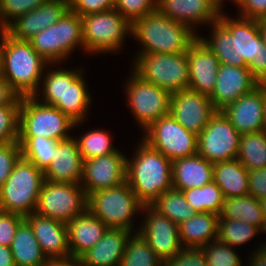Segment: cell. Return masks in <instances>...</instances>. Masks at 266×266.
<instances>
[{
  "mask_svg": "<svg viewBox=\"0 0 266 266\" xmlns=\"http://www.w3.org/2000/svg\"><path fill=\"white\" fill-rule=\"evenodd\" d=\"M137 149L127 159L126 181L143 205H151L172 188V161L143 140Z\"/></svg>",
  "mask_w": 266,
  "mask_h": 266,
  "instance_id": "obj_2",
  "label": "cell"
},
{
  "mask_svg": "<svg viewBox=\"0 0 266 266\" xmlns=\"http://www.w3.org/2000/svg\"><path fill=\"white\" fill-rule=\"evenodd\" d=\"M240 135L218 110L198 135L197 154L212 163L236 159Z\"/></svg>",
  "mask_w": 266,
  "mask_h": 266,
  "instance_id": "obj_14",
  "label": "cell"
},
{
  "mask_svg": "<svg viewBox=\"0 0 266 266\" xmlns=\"http://www.w3.org/2000/svg\"><path fill=\"white\" fill-rule=\"evenodd\" d=\"M0 74L20 97H38L43 70L49 63L32 47L0 30Z\"/></svg>",
  "mask_w": 266,
  "mask_h": 266,
  "instance_id": "obj_1",
  "label": "cell"
},
{
  "mask_svg": "<svg viewBox=\"0 0 266 266\" xmlns=\"http://www.w3.org/2000/svg\"><path fill=\"white\" fill-rule=\"evenodd\" d=\"M125 94L135 119L147 129L153 122L170 114L171 95L168 90L142 80L134 72Z\"/></svg>",
  "mask_w": 266,
  "mask_h": 266,
  "instance_id": "obj_12",
  "label": "cell"
},
{
  "mask_svg": "<svg viewBox=\"0 0 266 266\" xmlns=\"http://www.w3.org/2000/svg\"><path fill=\"white\" fill-rule=\"evenodd\" d=\"M211 25V38H198L214 53L220 64L236 66L235 38L219 21Z\"/></svg>",
  "mask_w": 266,
  "mask_h": 266,
  "instance_id": "obj_37",
  "label": "cell"
},
{
  "mask_svg": "<svg viewBox=\"0 0 266 266\" xmlns=\"http://www.w3.org/2000/svg\"><path fill=\"white\" fill-rule=\"evenodd\" d=\"M144 133L142 140L171 161L197 154L198 136L170 114L153 122Z\"/></svg>",
  "mask_w": 266,
  "mask_h": 266,
  "instance_id": "obj_13",
  "label": "cell"
},
{
  "mask_svg": "<svg viewBox=\"0 0 266 266\" xmlns=\"http://www.w3.org/2000/svg\"><path fill=\"white\" fill-rule=\"evenodd\" d=\"M0 266H15L10 247L0 245Z\"/></svg>",
  "mask_w": 266,
  "mask_h": 266,
  "instance_id": "obj_55",
  "label": "cell"
},
{
  "mask_svg": "<svg viewBox=\"0 0 266 266\" xmlns=\"http://www.w3.org/2000/svg\"><path fill=\"white\" fill-rule=\"evenodd\" d=\"M249 194L256 199L266 198V168L249 171Z\"/></svg>",
  "mask_w": 266,
  "mask_h": 266,
  "instance_id": "obj_50",
  "label": "cell"
},
{
  "mask_svg": "<svg viewBox=\"0 0 266 266\" xmlns=\"http://www.w3.org/2000/svg\"><path fill=\"white\" fill-rule=\"evenodd\" d=\"M182 192L195 212H209L219 216L224 196L214 181L203 187L182 190Z\"/></svg>",
  "mask_w": 266,
  "mask_h": 266,
  "instance_id": "obj_36",
  "label": "cell"
},
{
  "mask_svg": "<svg viewBox=\"0 0 266 266\" xmlns=\"http://www.w3.org/2000/svg\"><path fill=\"white\" fill-rule=\"evenodd\" d=\"M33 229L43 254L47 259L71 257L68 247L67 223L44 217L35 212L25 217Z\"/></svg>",
  "mask_w": 266,
  "mask_h": 266,
  "instance_id": "obj_24",
  "label": "cell"
},
{
  "mask_svg": "<svg viewBox=\"0 0 266 266\" xmlns=\"http://www.w3.org/2000/svg\"><path fill=\"white\" fill-rule=\"evenodd\" d=\"M107 131L92 130L85 135L83 134L80 139L76 138L79 146V151L82 160L104 156L116 151L111 143V137Z\"/></svg>",
  "mask_w": 266,
  "mask_h": 266,
  "instance_id": "obj_40",
  "label": "cell"
},
{
  "mask_svg": "<svg viewBox=\"0 0 266 266\" xmlns=\"http://www.w3.org/2000/svg\"><path fill=\"white\" fill-rule=\"evenodd\" d=\"M264 123L263 131L266 132V84H263Z\"/></svg>",
  "mask_w": 266,
  "mask_h": 266,
  "instance_id": "obj_57",
  "label": "cell"
},
{
  "mask_svg": "<svg viewBox=\"0 0 266 266\" xmlns=\"http://www.w3.org/2000/svg\"><path fill=\"white\" fill-rule=\"evenodd\" d=\"M221 7L223 6L222 4V2L224 1V0H215Z\"/></svg>",
  "mask_w": 266,
  "mask_h": 266,
  "instance_id": "obj_59",
  "label": "cell"
},
{
  "mask_svg": "<svg viewBox=\"0 0 266 266\" xmlns=\"http://www.w3.org/2000/svg\"><path fill=\"white\" fill-rule=\"evenodd\" d=\"M189 68L188 88L210 96L214 90L219 60L198 38L186 52Z\"/></svg>",
  "mask_w": 266,
  "mask_h": 266,
  "instance_id": "obj_23",
  "label": "cell"
},
{
  "mask_svg": "<svg viewBox=\"0 0 266 266\" xmlns=\"http://www.w3.org/2000/svg\"><path fill=\"white\" fill-rule=\"evenodd\" d=\"M20 157L21 149L18 142L0 144V187L10 176Z\"/></svg>",
  "mask_w": 266,
  "mask_h": 266,
  "instance_id": "obj_45",
  "label": "cell"
},
{
  "mask_svg": "<svg viewBox=\"0 0 266 266\" xmlns=\"http://www.w3.org/2000/svg\"><path fill=\"white\" fill-rule=\"evenodd\" d=\"M29 41L49 64L60 62L77 46L84 49L82 17L69 9L54 25L44 28Z\"/></svg>",
  "mask_w": 266,
  "mask_h": 266,
  "instance_id": "obj_8",
  "label": "cell"
},
{
  "mask_svg": "<svg viewBox=\"0 0 266 266\" xmlns=\"http://www.w3.org/2000/svg\"><path fill=\"white\" fill-rule=\"evenodd\" d=\"M194 29L162 15L158 10L136 19L131 34L144 48L138 54L187 52L198 39Z\"/></svg>",
  "mask_w": 266,
  "mask_h": 266,
  "instance_id": "obj_3",
  "label": "cell"
},
{
  "mask_svg": "<svg viewBox=\"0 0 266 266\" xmlns=\"http://www.w3.org/2000/svg\"><path fill=\"white\" fill-rule=\"evenodd\" d=\"M261 207H262V212L264 216V221H265V232H266V198L260 200Z\"/></svg>",
  "mask_w": 266,
  "mask_h": 266,
  "instance_id": "obj_58",
  "label": "cell"
},
{
  "mask_svg": "<svg viewBox=\"0 0 266 266\" xmlns=\"http://www.w3.org/2000/svg\"><path fill=\"white\" fill-rule=\"evenodd\" d=\"M132 232L108 228L102 238L79 259L82 266H120L126 243Z\"/></svg>",
  "mask_w": 266,
  "mask_h": 266,
  "instance_id": "obj_26",
  "label": "cell"
},
{
  "mask_svg": "<svg viewBox=\"0 0 266 266\" xmlns=\"http://www.w3.org/2000/svg\"><path fill=\"white\" fill-rule=\"evenodd\" d=\"M24 219L20 214L0 210V245L10 247L16 229Z\"/></svg>",
  "mask_w": 266,
  "mask_h": 266,
  "instance_id": "obj_48",
  "label": "cell"
},
{
  "mask_svg": "<svg viewBox=\"0 0 266 266\" xmlns=\"http://www.w3.org/2000/svg\"><path fill=\"white\" fill-rule=\"evenodd\" d=\"M258 232L262 231L258 227L244 221L222 217L218 219L217 240L231 247L246 243Z\"/></svg>",
  "mask_w": 266,
  "mask_h": 266,
  "instance_id": "obj_39",
  "label": "cell"
},
{
  "mask_svg": "<svg viewBox=\"0 0 266 266\" xmlns=\"http://www.w3.org/2000/svg\"><path fill=\"white\" fill-rule=\"evenodd\" d=\"M81 71L63 68L49 70L46 75L43 74L42 79L44 82L41 90L43 89L44 99L41 103L56 107L75 123L85 120L87 108L89 109L91 103Z\"/></svg>",
  "mask_w": 266,
  "mask_h": 266,
  "instance_id": "obj_4",
  "label": "cell"
},
{
  "mask_svg": "<svg viewBox=\"0 0 266 266\" xmlns=\"http://www.w3.org/2000/svg\"><path fill=\"white\" fill-rule=\"evenodd\" d=\"M157 10L168 18L195 28L219 19L221 6L215 0H157ZM194 24V25H193Z\"/></svg>",
  "mask_w": 266,
  "mask_h": 266,
  "instance_id": "obj_22",
  "label": "cell"
},
{
  "mask_svg": "<svg viewBox=\"0 0 266 266\" xmlns=\"http://www.w3.org/2000/svg\"><path fill=\"white\" fill-rule=\"evenodd\" d=\"M164 266H207L202 248L183 247L176 255L168 258Z\"/></svg>",
  "mask_w": 266,
  "mask_h": 266,
  "instance_id": "obj_46",
  "label": "cell"
},
{
  "mask_svg": "<svg viewBox=\"0 0 266 266\" xmlns=\"http://www.w3.org/2000/svg\"><path fill=\"white\" fill-rule=\"evenodd\" d=\"M259 84L248 67L220 64L216 84L209 98L217 110H222L227 104L251 92Z\"/></svg>",
  "mask_w": 266,
  "mask_h": 266,
  "instance_id": "obj_20",
  "label": "cell"
},
{
  "mask_svg": "<svg viewBox=\"0 0 266 266\" xmlns=\"http://www.w3.org/2000/svg\"><path fill=\"white\" fill-rule=\"evenodd\" d=\"M82 28L84 50L95 54L119 50L131 35V23L115 9L82 16Z\"/></svg>",
  "mask_w": 266,
  "mask_h": 266,
  "instance_id": "obj_10",
  "label": "cell"
},
{
  "mask_svg": "<svg viewBox=\"0 0 266 266\" xmlns=\"http://www.w3.org/2000/svg\"><path fill=\"white\" fill-rule=\"evenodd\" d=\"M69 9V0H47L35 10L17 17L4 30L13 38L29 41L44 28L54 25Z\"/></svg>",
  "mask_w": 266,
  "mask_h": 266,
  "instance_id": "obj_19",
  "label": "cell"
},
{
  "mask_svg": "<svg viewBox=\"0 0 266 266\" xmlns=\"http://www.w3.org/2000/svg\"><path fill=\"white\" fill-rule=\"evenodd\" d=\"M21 157L32 162L38 169L45 172L50 166L57 140L37 137H18Z\"/></svg>",
  "mask_w": 266,
  "mask_h": 266,
  "instance_id": "obj_35",
  "label": "cell"
},
{
  "mask_svg": "<svg viewBox=\"0 0 266 266\" xmlns=\"http://www.w3.org/2000/svg\"><path fill=\"white\" fill-rule=\"evenodd\" d=\"M20 104L0 106V144L18 141Z\"/></svg>",
  "mask_w": 266,
  "mask_h": 266,
  "instance_id": "obj_42",
  "label": "cell"
},
{
  "mask_svg": "<svg viewBox=\"0 0 266 266\" xmlns=\"http://www.w3.org/2000/svg\"><path fill=\"white\" fill-rule=\"evenodd\" d=\"M42 266H82L78 258L48 259Z\"/></svg>",
  "mask_w": 266,
  "mask_h": 266,
  "instance_id": "obj_54",
  "label": "cell"
},
{
  "mask_svg": "<svg viewBox=\"0 0 266 266\" xmlns=\"http://www.w3.org/2000/svg\"><path fill=\"white\" fill-rule=\"evenodd\" d=\"M147 213L145 222L137 232L149 244L155 254L165 262L176 255L183 246L180 242L179 225L160 214L151 205H143Z\"/></svg>",
  "mask_w": 266,
  "mask_h": 266,
  "instance_id": "obj_16",
  "label": "cell"
},
{
  "mask_svg": "<svg viewBox=\"0 0 266 266\" xmlns=\"http://www.w3.org/2000/svg\"><path fill=\"white\" fill-rule=\"evenodd\" d=\"M126 169L127 157L119 150L84 160L80 184L86 196L95 191L113 188L126 181Z\"/></svg>",
  "mask_w": 266,
  "mask_h": 266,
  "instance_id": "obj_15",
  "label": "cell"
},
{
  "mask_svg": "<svg viewBox=\"0 0 266 266\" xmlns=\"http://www.w3.org/2000/svg\"><path fill=\"white\" fill-rule=\"evenodd\" d=\"M221 111L240 134L263 131V84L227 104Z\"/></svg>",
  "mask_w": 266,
  "mask_h": 266,
  "instance_id": "obj_21",
  "label": "cell"
},
{
  "mask_svg": "<svg viewBox=\"0 0 266 266\" xmlns=\"http://www.w3.org/2000/svg\"><path fill=\"white\" fill-rule=\"evenodd\" d=\"M82 122H74L54 106L45 105L40 99L22 97L19 111L18 137H43L61 141L71 136L68 131Z\"/></svg>",
  "mask_w": 266,
  "mask_h": 266,
  "instance_id": "obj_7",
  "label": "cell"
},
{
  "mask_svg": "<svg viewBox=\"0 0 266 266\" xmlns=\"http://www.w3.org/2000/svg\"><path fill=\"white\" fill-rule=\"evenodd\" d=\"M219 217L240 220L265 232V221L260 200L253 195L224 198Z\"/></svg>",
  "mask_w": 266,
  "mask_h": 266,
  "instance_id": "obj_32",
  "label": "cell"
},
{
  "mask_svg": "<svg viewBox=\"0 0 266 266\" xmlns=\"http://www.w3.org/2000/svg\"><path fill=\"white\" fill-rule=\"evenodd\" d=\"M135 232L126 243L120 266H164V262L155 254L149 244L137 231Z\"/></svg>",
  "mask_w": 266,
  "mask_h": 266,
  "instance_id": "obj_38",
  "label": "cell"
},
{
  "mask_svg": "<svg viewBox=\"0 0 266 266\" xmlns=\"http://www.w3.org/2000/svg\"><path fill=\"white\" fill-rule=\"evenodd\" d=\"M236 159L248 171L266 168V132L241 134Z\"/></svg>",
  "mask_w": 266,
  "mask_h": 266,
  "instance_id": "obj_33",
  "label": "cell"
},
{
  "mask_svg": "<svg viewBox=\"0 0 266 266\" xmlns=\"http://www.w3.org/2000/svg\"><path fill=\"white\" fill-rule=\"evenodd\" d=\"M201 248L207 266H242L235 249L217 239Z\"/></svg>",
  "mask_w": 266,
  "mask_h": 266,
  "instance_id": "obj_41",
  "label": "cell"
},
{
  "mask_svg": "<svg viewBox=\"0 0 266 266\" xmlns=\"http://www.w3.org/2000/svg\"><path fill=\"white\" fill-rule=\"evenodd\" d=\"M219 216L209 212H196L179 224L180 242L183 247L201 248L217 239Z\"/></svg>",
  "mask_w": 266,
  "mask_h": 266,
  "instance_id": "obj_30",
  "label": "cell"
},
{
  "mask_svg": "<svg viewBox=\"0 0 266 266\" xmlns=\"http://www.w3.org/2000/svg\"><path fill=\"white\" fill-rule=\"evenodd\" d=\"M217 111L209 96L189 88L171 95L170 115L197 136Z\"/></svg>",
  "mask_w": 266,
  "mask_h": 266,
  "instance_id": "obj_17",
  "label": "cell"
},
{
  "mask_svg": "<svg viewBox=\"0 0 266 266\" xmlns=\"http://www.w3.org/2000/svg\"><path fill=\"white\" fill-rule=\"evenodd\" d=\"M108 227L88 209L67 223L71 258H80L104 235Z\"/></svg>",
  "mask_w": 266,
  "mask_h": 266,
  "instance_id": "obj_27",
  "label": "cell"
},
{
  "mask_svg": "<svg viewBox=\"0 0 266 266\" xmlns=\"http://www.w3.org/2000/svg\"><path fill=\"white\" fill-rule=\"evenodd\" d=\"M45 181L44 172L20 157L12 173L0 187V210L24 217L33 213Z\"/></svg>",
  "mask_w": 266,
  "mask_h": 266,
  "instance_id": "obj_5",
  "label": "cell"
},
{
  "mask_svg": "<svg viewBox=\"0 0 266 266\" xmlns=\"http://www.w3.org/2000/svg\"><path fill=\"white\" fill-rule=\"evenodd\" d=\"M248 180L249 171L237 159L213 165V181L221 189L224 198L249 195Z\"/></svg>",
  "mask_w": 266,
  "mask_h": 266,
  "instance_id": "obj_29",
  "label": "cell"
},
{
  "mask_svg": "<svg viewBox=\"0 0 266 266\" xmlns=\"http://www.w3.org/2000/svg\"><path fill=\"white\" fill-rule=\"evenodd\" d=\"M47 0H0V30L17 17L38 8Z\"/></svg>",
  "mask_w": 266,
  "mask_h": 266,
  "instance_id": "obj_43",
  "label": "cell"
},
{
  "mask_svg": "<svg viewBox=\"0 0 266 266\" xmlns=\"http://www.w3.org/2000/svg\"><path fill=\"white\" fill-rule=\"evenodd\" d=\"M117 10L131 24L147 14L157 10V0H114Z\"/></svg>",
  "mask_w": 266,
  "mask_h": 266,
  "instance_id": "obj_44",
  "label": "cell"
},
{
  "mask_svg": "<svg viewBox=\"0 0 266 266\" xmlns=\"http://www.w3.org/2000/svg\"><path fill=\"white\" fill-rule=\"evenodd\" d=\"M213 165L198 154L173 160L172 187L182 191L205 186L213 181Z\"/></svg>",
  "mask_w": 266,
  "mask_h": 266,
  "instance_id": "obj_28",
  "label": "cell"
},
{
  "mask_svg": "<svg viewBox=\"0 0 266 266\" xmlns=\"http://www.w3.org/2000/svg\"><path fill=\"white\" fill-rule=\"evenodd\" d=\"M83 160L76 137L56 142V151L50 166L44 172L45 180L57 183L80 184Z\"/></svg>",
  "mask_w": 266,
  "mask_h": 266,
  "instance_id": "obj_25",
  "label": "cell"
},
{
  "mask_svg": "<svg viewBox=\"0 0 266 266\" xmlns=\"http://www.w3.org/2000/svg\"><path fill=\"white\" fill-rule=\"evenodd\" d=\"M218 21L235 38L236 66L247 67V65L259 55H266V47L263 43L258 20L240 17L230 19L222 11Z\"/></svg>",
  "mask_w": 266,
  "mask_h": 266,
  "instance_id": "obj_18",
  "label": "cell"
},
{
  "mask_svg": "<svg viewBox=\"0 0 266 266\" xmlns=\"http://www.w3.org/2000/svg\"><path fill=\"white\" fill-rule=\"evenodd\" d=\"M258 27L263 40V43L266 47V18L258 19Z\"/></svg>",
  "mask_w": 266,
  "mask_h": 266,
  "instance_id": "obj_56",
  "label": "cell"
},
{
  "mask_svg": "<svg viewBox=\"0 0 266 266\" xmlns=\"http://www.w3.org/2000/svg\"><path fill=\"white\" fill-rule=\"evenodd\" d=\"M87 209V196L81 184L45 180L35 213L68 223Z\"/></svg>",
  "mask_w": 266,
  "mask_h": 266,
  "instance_id": "obj_11",
  "label": "cell"
},
{
  "mask_svg": "<svg viewBox=\"0 0 266 266\" xmlns=\"http://www.w3.org/2000/svg\"><path fill=\"white\" fill-rule=\"evenodd\" d=\"M20 97L11 87L9 82L0 74V106L5 104H21Z\"/></svg>",
  "mask_w": 266,
  "mask_h": 266,
  "instance_id": "obj_51",
  "label": "cell"
},
{
  "mask_svg": "<svg viewBox=\"0 0 266 266\" xmlns=\"http://www.w3.org/2000/svg\"><path fill=\"white\" fill-rule=\"evenodd\" d=\"M143 204L138 200L127 181L119 186L95 191L87 196V209L108 228L126 229L134 227L133 215Z\"/></svg>",
  "mask_w": 266,
  "mask_h": 266,
  "instance_id": "obj_6",
  "label": "cell"
},
{
  "mask_svg": "<svg viewBox=\"0 0 266 266\" xmlns=\"http://www.w3.org/2000/svg\"><path fill=\"white\" fill-rule=\"evenodd\" d=\"M15 266H42L48 259L30 224L24 219L16 229L10 245Z\"/></svg>",
  "mask_w": 266,
  "mask_h": 266,
  "instance_id": "obj_31",
  "label": "cell"
},
{
  "mask_svg": "<svg viewBox=\"0 0 266 266\" xmlns=\"http://www.w3.org/2000/svg\"><path fill=\"white\" fill-rule=\"evenodd\" d=\"M238 8L241 10L240 17L251 19L266 18V0H236Z\"/></svg>",
  "mask_w": 266,
  "mask_h": 266,
  "instance_id": "obj_49",
  "label": "cell"
},
{
  "mask_svg": "<svg viewBox=\"0 0 266 266\" xmlns=\"http://www.w3.org/2000/svg\"><path fill=\"white\" fill-rule=\"evenodd\" d=\"M247 67L260 84H266V55H259L254 58Z\"/></svg>",
  "mask_w": 266,
  "mask_h": 266,
  "instance_id": "obj_52",
  "label": "cell"
},
{
  "mask_svg": "<svg viewBox=\"0 0 266 266\" xmlns=\"http://www.w3.org/2000/svg\"><path fill=\"white\" fill-rule=\"evenodd\" d=\"M134 72L142 80L170 93L187 89L189 68L186 52L175 54H137Z\"/></svg>",
  "mask_w": 266,
  "mask_h": 266,
  "instance_id": "obj_9",
  "label": "cell"
},
{
  "mask_svg": "<svg viewBox=\"0 0 266 266\" xmlns=\"http://www.w3.org/2000/svg\"><path fill=\"white\" fill-rule=\"evenodd\" d=\"M70 10L79 16L107 12L114 9V0H69Z\"/></svg>",
  "mask_w": 266,
  "mask_h": 266,
  "instance_id": "obj_47",
  "label": "cell"
},
{
  "mask_svg": "<svg viewBox=\"0 0 266 266\" xmlns=\"http://www.w3.org/2000/svg\"><path fill=\"white\" fill-rule=\"evenodd\" d=\"M151 206L178 225L196 214L183 192L173 187L162 193Z\"/></svg>",
  "mask_w": 266,
  "mask_h": 266,
  "instance_id": "obj_34",
  "label": "cell"
},
{
  "mask_svg": "<svg viewBox=\"0 0 266 266\" xmlns=\"http://www.w3.org/2000/svg\"><path fill=\"white\" fill-rule=\"evenodd\" d=\"M250 256V266H266V242Z\"/></svg>",
  "mask_w": 266,
  "mask_h": 266,
  "instance_id": "obj_53",
  "label": "cell"
}]
</instances>
